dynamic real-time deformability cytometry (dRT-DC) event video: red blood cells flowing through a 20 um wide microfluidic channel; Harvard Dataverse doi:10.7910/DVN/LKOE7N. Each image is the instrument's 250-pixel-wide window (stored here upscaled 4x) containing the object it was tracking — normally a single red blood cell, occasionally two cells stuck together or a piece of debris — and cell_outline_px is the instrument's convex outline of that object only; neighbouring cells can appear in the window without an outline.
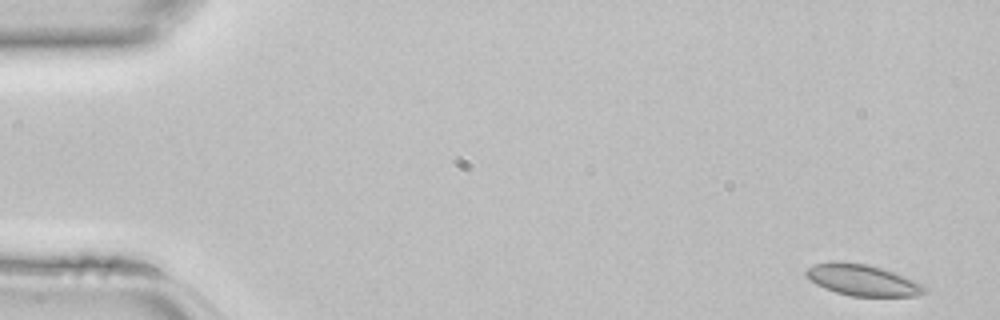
{"species": "common noctule bat (a hibernating species)", "species_latin": "Nyctalus noctula", "temperature_condition": "room temperature", "stored_images_in_passage": 44, "camera_frame_rate_fps": 3000, "um_per_image_px": 0.085, "animal": {"sex": "female", "body_mass_g": 22.7, "forearm_length_mm": 54.2}, "frame": {"image": 1, "passage_image": 1, "time_ms": 0.0, "image_size_px": [1000, 320], "cell_outline_px": [[928, 292], [916, 296], [852, 296], [836, 292], [824, 288], [816, 284], [804, 276], [804, 272], [808, 268], [816, 264], [832, 260], [868, 264], [916, 280], [924, 284], [928, 288]], "centroid_in_image_um": [73.33, 23.8], "position_along_channel_um": 11.7, "area_um2": 21.79}}
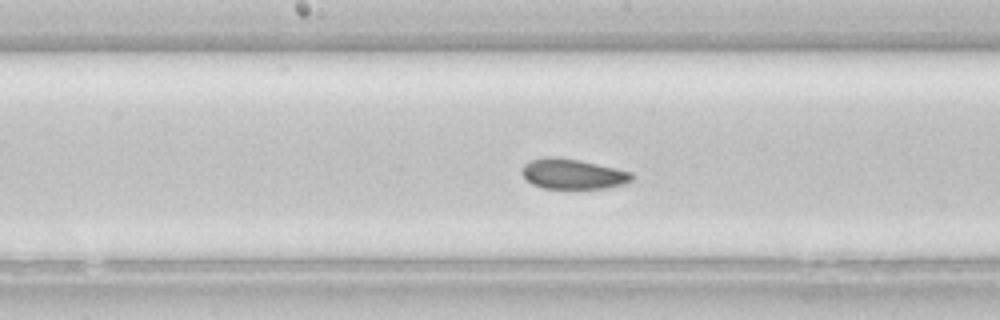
{"frame": {"image": 2, "passage_image": 22, "time_ms": 7.0, "image_size_px": [1000, 320], "cell_outline_px": [[636, 176], [628, 184], [604, 188], [544, 188], [532, 184], [520, 172], [524, 164], [532, 160], [544, 156], [556, 156], [580, 160], [616, 168], [632, 172]], "centroid_in_image_um": [48.73, 14.78], "position_along_channel_um": 199.5, "area_um2": 19.54}}
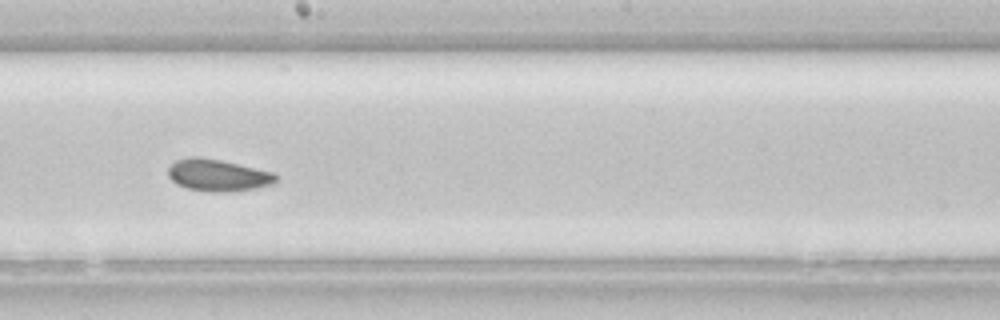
{"frame": {"image": 3, "passage_image": 24, "time_ms": 7.667, "image_size_px": [1000, 320], "cell_outline_px": [[280, 176], [276, 184], [256, 188], [228, 192], [204, 192], [188, 188], [176, 184], [168, 176], [168, 168], [176, 160], [188, 156], [200, 156], [220, 160], [272, 172]], "centroid_in_image_um": [18.53, 14.9], "position_along_channel_um": 229.7, "area_um2": 20.35}}